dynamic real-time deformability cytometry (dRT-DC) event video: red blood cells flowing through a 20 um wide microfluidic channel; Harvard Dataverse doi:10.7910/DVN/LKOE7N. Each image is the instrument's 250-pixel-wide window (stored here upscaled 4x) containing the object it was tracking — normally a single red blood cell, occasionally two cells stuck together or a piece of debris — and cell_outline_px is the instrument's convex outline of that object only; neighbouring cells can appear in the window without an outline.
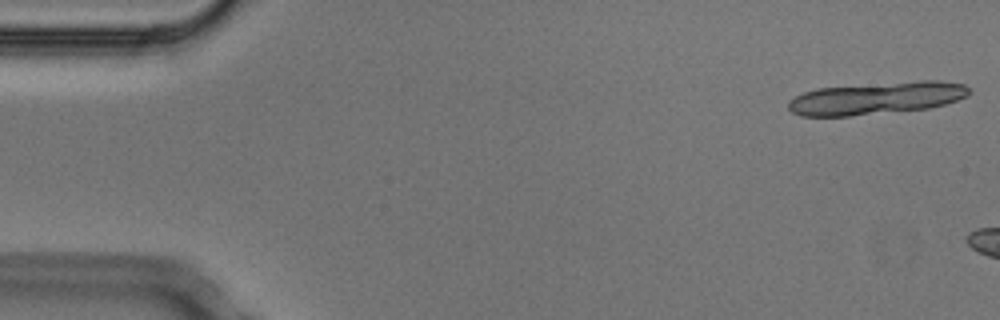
{"species": "Egyptian fruit bat (a non-hibernating species)", "species_latin": "Rousettus aegyptiacus", "temperature_condition": "cold", "stored_images_in_passage": 4, "camera_frame_rate_fps": 3000, "um_per_image_px": 0.085, "animal": {"sex": "male"}, "frame": {"image": 1, "passage_image": 1, "time_ms": 0.0, "image_size_px": [1000, 320], "cell_outline_px": [[972, 92], [968, 96], [944, 104], [928, 108], [848, 116], [800, 116], [792, 112], [788, 108], [788, 100], [804, 92], [816, 88], [920, 80], [936, 80], [964, 84]], "centroid_in_image_um": [74.49, 8.33], "position_along_channel_um": 10.5, "area_um2": 34.1}}